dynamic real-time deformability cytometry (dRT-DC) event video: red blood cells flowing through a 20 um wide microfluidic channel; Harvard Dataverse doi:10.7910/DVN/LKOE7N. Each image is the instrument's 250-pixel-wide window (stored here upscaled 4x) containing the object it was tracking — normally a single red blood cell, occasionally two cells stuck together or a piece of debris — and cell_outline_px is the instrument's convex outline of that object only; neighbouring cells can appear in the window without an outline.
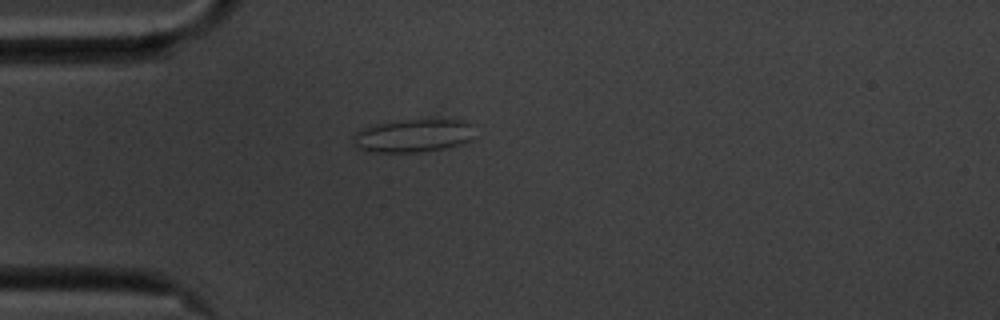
{"species": "common noctule bat (a hibernating species)", "species_latin": "Nyctalus noctula", "temperature_condition": "cold", "stored_images_in_passage": 43, "camera_frame_rate_fps": 3000, "um_per_image_px": 0.085, "animal": {"sex": "male", "body_mass_g": 20.1, "forearm_length_mm": 53.5}, "frame": {"image": 1, "passage_image": 1, "time_ms": 0.0, "image_size_px": [1000, 320], "cell_outline_px": [[476, 136], [472, 140], [464, 144], [444, 148], [420, 152], [368, 152], [356, 148], [352, 140], [356, 132], [372, 124], [408, 120], [460, 120], [476, 124]], "centroid_in_image_um": [35.2, 11.54], "position_along_channel_um": 49.8, "area_um2": 23.93}}
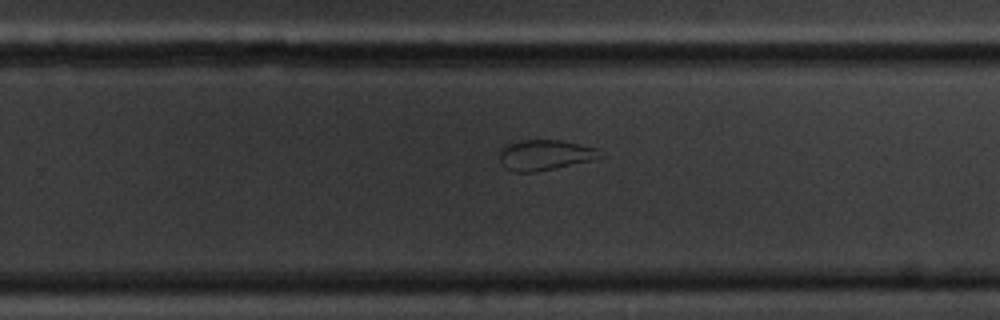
{"frame": {"image": 2, "passage_image": 22, "time_ms": 7.0, "image_size_px": [1000, 320], "cell_outline_px": [[600, 156], [588, 160], [536, 172], [512, 172], [500, 160], [500, 148], [504, 144], [520, 140], [560, 140], [596, 148]], "centroid_in_image_um": [46.21, 13.16], "position_along_channel_um": 283.6, "area_um2": 17.34}}
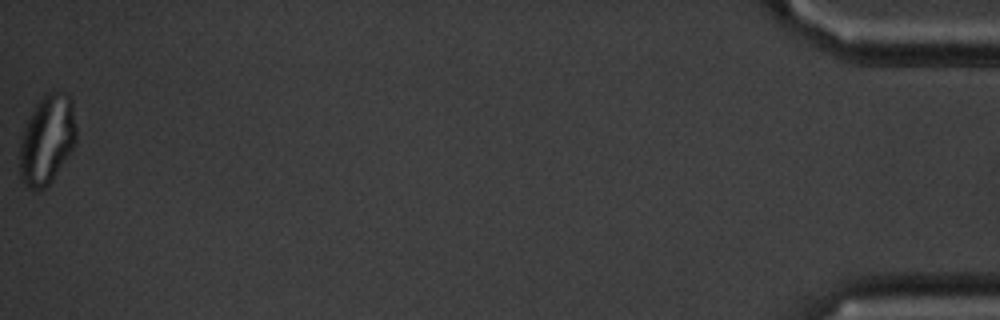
{"frame": {"image": 3, "passage_image": 43, "time_ms": 14.0, "image_size_px": [1000, 320], "cell_outline_px": [[76, 140], [72, 148], [48, 184], [40, 192], [32, 192], [20, 180], [20, 144], [24, 128], [36, 104], [48, 92], [68, 92], [72, 100], [76, 128]], "centroid_in_image_um": [3.99, 11.89], "position_along_channel_um": 431.2, "area_um2": 29.19}, "authors_computed_cell_mechanics": {"area_um2": 19.074, "velocity_mm_per_s": 3.4926, "shape_relaxation_time_tau1_ms": null, "shape_relaxation_time_tau2_ms": 1.3806, "deformation_change_tau1": null, "deformation_change_tau2": 0.0909}}